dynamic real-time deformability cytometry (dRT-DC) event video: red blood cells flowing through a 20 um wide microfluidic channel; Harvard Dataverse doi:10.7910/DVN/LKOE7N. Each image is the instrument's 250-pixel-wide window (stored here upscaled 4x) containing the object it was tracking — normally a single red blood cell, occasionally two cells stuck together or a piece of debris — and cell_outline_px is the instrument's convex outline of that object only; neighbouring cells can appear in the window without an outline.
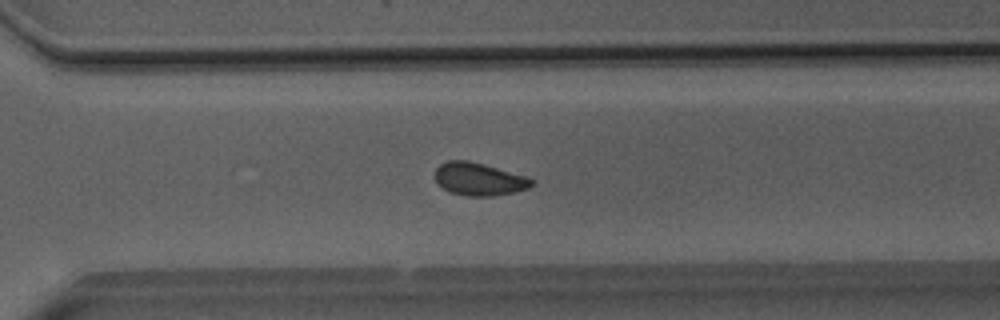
{"species": "Egyptian fruit bat (a non-hibernating species)", "species_latin": "Rousettus aegyptiacus", "temperature_condition": "room temperature", "stored_images_in_passage": 47, "camera_frame_rate_fps": 3000, "um_per_image_px": 0.085, "animal": {"sex": "male"}, "frame": {"image": 1, "passage_image": 32, "time_ms": 10.333, "image_size_px": [1000, 320], "cell_outline_px": [[536, 184], [528, 188], [512, 192], [492, 196], [464, 196], [448, 192], [436, 184], [436, 168], [440, 164], [448, 160], [468, 160], [524, 176], [536, 180]], "centroid_in_image_um": [40.68, 15.24], "position_along_channel_um": 329.9, "area_um2": 18.44}}
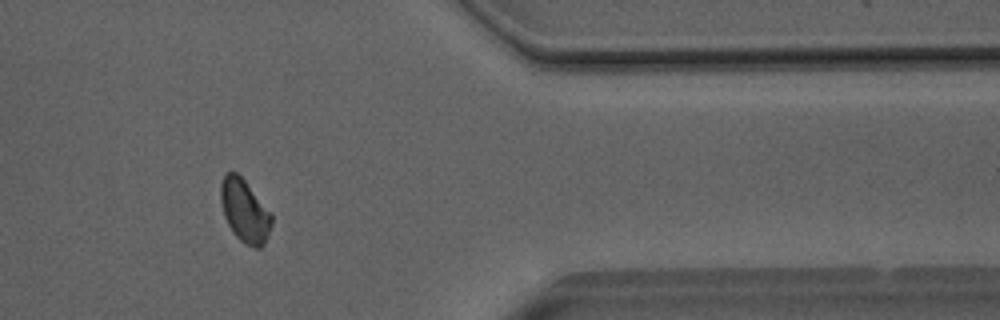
{"frame": {"image": 2, "passage_image": 38, "time_ms": 12.333, "image_size_px": [1000, 320], "cell_outline_px": [[272, 224], [264, 244], [260, 248], [256, 248], [244, 244], [232, 232], [224, 216], [220, 200], [220, 184], [224, 172], [236, 172], [244, 180], [272, 212]], "centroid_in_image_um": [20.79, 17.92], "position_along_channel_um": 390.6, "area_um2": 18.84}}
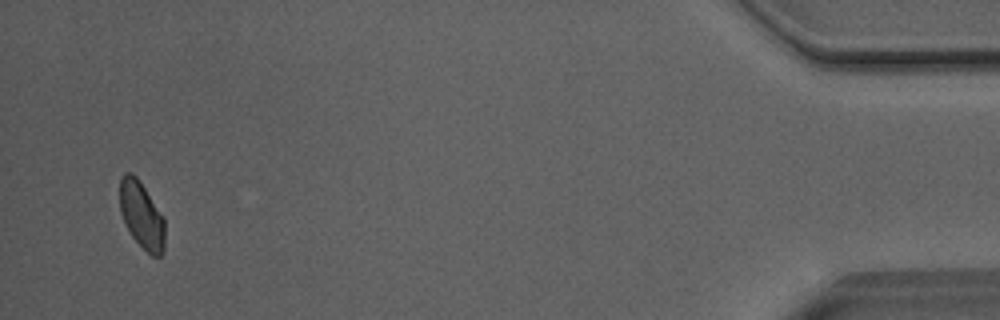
{"frame": {"image": 3, "passage_image": 45, "time_ms": 14.667, "image_size_px": [1000, 320], "cell_outline_px": [[164, 252], [160, 256], [152, 256], [132, 236], [124, 224], [120, 212], [120, 180], [124, 172], [132, 172], [140, 180], [164, 216]], "centroid_in_image_um": [12.04, 18.25], "position_along_channel_um": 423.2, "area_um2": 17.74}, "authors_computed_cell_mechanics": {"area_um2": 18.8428, "velocity_mm_per_s": 4.0409, "shape_relaxation_time_tau1_ms": 6.793, "shape_relaxation_time_tau2_ms": 1.8792, "deformation_change_tau1": 0.0872, "deformation_change_tau2": 0.0555}}